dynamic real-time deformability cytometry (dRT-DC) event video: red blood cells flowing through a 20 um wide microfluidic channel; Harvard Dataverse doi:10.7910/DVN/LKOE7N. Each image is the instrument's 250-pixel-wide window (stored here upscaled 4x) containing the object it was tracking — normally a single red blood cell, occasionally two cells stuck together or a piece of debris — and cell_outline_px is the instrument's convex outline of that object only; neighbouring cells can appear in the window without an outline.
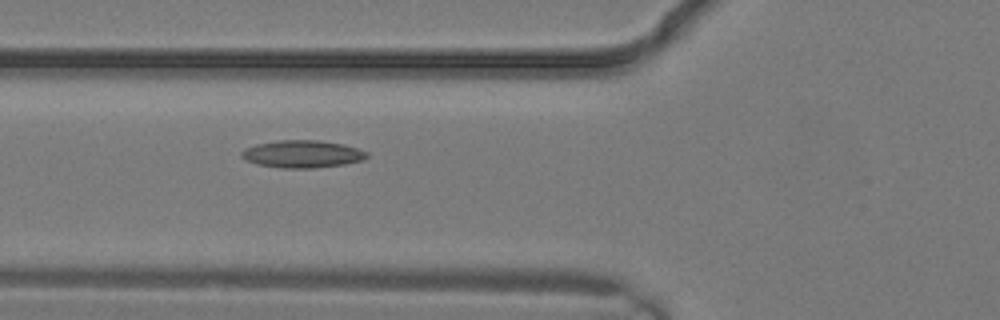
{"species": "common noctule bat (a hibernating species)", "species_latin": "Nyctalus noctula", "temperature_condition": "warm", "stored_images_in_passage": 2, "camera_frame_rate_fps": 3000, "um_per_image_px": 0.085, "animal": {"sex": "male", "body_mass_g": 19.2, "forearm_length_mm": 51.8}, "frame": {"image": 1, "passage_image": 2, "time_ms": 0.333, "image_size_px": [1000, 320], "cell_outline_px": [[368, 156], [364, 160], [344, 164], [316, 168], [280, 168], [256, 164], [240, 156], [240, 152], [244, 148], [256, 144], [280, 140], [316, 140], [344, 144], [368, 152]], "centroid_in_image_um": [25.69, 13.09], "position_along_channel_um": 100.1, "area_um2": 20.11}}